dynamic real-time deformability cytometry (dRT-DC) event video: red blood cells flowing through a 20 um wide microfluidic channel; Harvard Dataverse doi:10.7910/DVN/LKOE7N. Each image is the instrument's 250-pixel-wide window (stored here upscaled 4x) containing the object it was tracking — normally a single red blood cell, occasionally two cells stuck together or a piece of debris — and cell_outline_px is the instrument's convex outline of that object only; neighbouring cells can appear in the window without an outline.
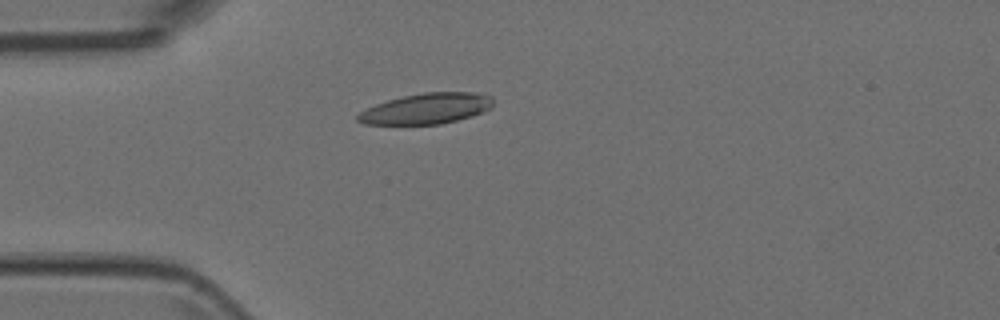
{"species": "Egyptian fruit bat (a non-hibernating species)", "species_latin": "Rousettus aegyptiacus", "temperature_condition": "room temperature", "stored_images_in_passage": 10, "camera_frame_rate_fps": 3000, "um_per_image_px": 0.085, "animal": {"sex": "female"}, "frame": {"image": 1, "passage_image": 4, "time_ms": 1.0, "image_size_px": [1000, 320], "cell_outline_px": [[492, 108], [484, 112], [456, 120], [440, 124], [364, 124], [356, 120], [356, 116], [360, 112], [376, 104], [388, 100], [404, 96], [424, 92], [484, 92], [492, 96]], "centroid_in_image_um": [36.29, 9.22], "position_along_channel_um": 48.7, "area_um2": 24.22}}